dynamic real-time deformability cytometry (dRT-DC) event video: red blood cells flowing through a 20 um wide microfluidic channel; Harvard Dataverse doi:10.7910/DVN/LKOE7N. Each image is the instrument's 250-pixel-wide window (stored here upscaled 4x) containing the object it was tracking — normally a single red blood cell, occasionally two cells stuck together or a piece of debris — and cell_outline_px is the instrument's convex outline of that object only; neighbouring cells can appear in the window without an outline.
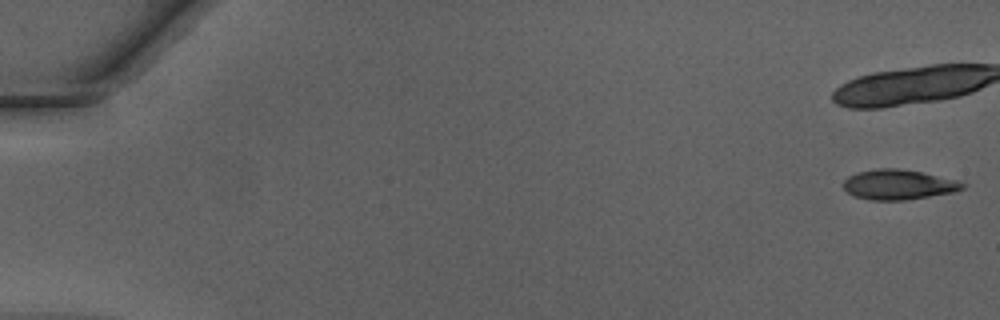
{"species": "Egyptian fruit bat (a non-hibernating species)", "species_latin": "Rousettus aegyptiacus", "temperature_condition": "warm", "stored_images_in_passage": 7, "camera_frame_rate_fps": 3000, "um_per_image_px": 0.085, "animal": {"sex": "male"}, "frame": {"image": 1, "passage_image": 1, "time_ms": 0.0, "image_size_px": [1000, 320], "cell_outline_px": [[968, 184], [964, 188], [952, 192], [904, 200], [868, 200], [852, 196], [840, 184], [848, 176], [856, 172], [876, 168], [900, 168], [960, 180]], "centroid_in_image_um": [76.34, 15.68], "position_along_channel_um": 8.7, "area_um2": 21.1}}